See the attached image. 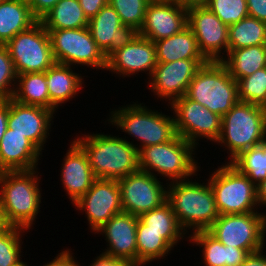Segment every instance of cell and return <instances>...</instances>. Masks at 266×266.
<instances>
[{
	"label": "cell",
	"mask_w": 266,
	"mask_h": 266,
	"mask_svg": "<svg viewBox=\"0 0 266 266\" xmlns=\"http://www.w3.org/2000/svg\"><path fill=\"white\" fill-rule=\"evenodd\" d=\"M167 112L157 110L144 102H130L126 105L110 108L105 119V126L108 124L111 128H116L118 132H124L121 138L127 140L138 151L150 145L161 144L172 140L176 135L174 116L168 104ZM166 114V115H165ZM109 116V117H108ZM131 139L130 141L129 138ZM127 138V139H126ZM135 140V141H134ZM135 142V143H134ZM139 142V143H138Z\"/></svg>",
	"instance_id": "1"
},
{
	"label": "cell",
	"mask_w": 266,
	"mask_h": 266,
	"mask_svg": "<svg viewBox=\"0 0 266 266\" xmlns=\"http://www.w3.org/2000/svg\"><path fill=\"white\" fill-rule=\"evenodd\" d=\"M39 170L0 172V202L11 227L34 229L45 194Z\"/></svg>",
	"instance_id": "2"
},
{
	"label": "cell",
	"mask_w": 266,
	"mask_h": 266,
	"mask_svg": "<svg viewBox=\"0 0 266 266\" xmlns=\"http://www.w3.org/2000/svg\"><path fill=\"white\" fill-rule=\"evenodd\" d=\"M75 134L73 139L87 154L96 178L118 180L139 170L138 149L119 135L101 130Z\"/></svg>",
	"instance_id": "3"
},
{
	"label": "cell",
	"mask_w": 266,
	"mask_h": 266,
	"mask_svg": "<svg viewBox=\"0 0 266 266\" xmlns=\"http://www.w3.org/2000/svg\"><path fill=\"white\" fill-rule=\"evenodd\" d=\"M198 175L200 173L195 179L192 177L167 184V201L189 236L194 232L207 231L220 216L208 179L201 180L203 176L198 179Z\"/></svg>",
	"instance_id": "4"
},
{
	"label": "cell",
	"mask_w": 266,
	"mask_h": 266,
	"mask_svg": "<svg viewBox=\"0 0 266 266\" xmlns=\"http://www.w3.org/2000/svg\"><path fill=\"white\" fill-rule=\"evenodd\" d=\"M198 151L201 152L177 134L168 142L140 149L139 169L155 177L159 176V179L166 180L167 184L188 180L202 170L200 162L198 163L199 158L196 156Z\"/></svg>",
	"instance_id": "5"
},
{
	"label": "cell",
	"mask_w": 266,
	"mask_h": 266,
	"mask_svg": "<svg viewBox=\"0 0 266 266\" xmlns=\"http://www.w3.org/2000/svg\"><path fill=\"white\" fill-rule=\"evenodd\" d=\"M264 142L266 108L239 101L222 116L221 132L215 145L221 147L220 152L228 154L225 163H230L242 151Z\"/></svg>",
	"instance_id": "6"
},
{
	"label": "cell",
	"mask_w": 266,
	"mask_h": 266,
	"mask_svg": "<svg viewBox=\"0 0 266 266\" xmlns=\"http://www.w3.org/2000/svg\"><path fill=\"white\" fill-rule=\"evenodd\" d=\"M185 95L221 117L239 102L237 81L220 61L202 65Z\"/></svg>",
	"instance_id": "7"
},
{
	"label": "cell",
	"mask_w": 266,
	"mask_h": 266,
	"mask_svg": "<svg viewBox=\"0 0 266 266\" xmlns=\"http://www.w3.org/2000/svg\"><path fill=\"white\" fill-rule=\"evenodd\" d=\"M209 172L208 182L220 215L261 212L256 185L230 163H221ZM215 170V171H214Z\"/></svg>",
	"instance_id": "8"
},
{
	"label": "cell",
	"mask_w": 266,
	"mask_h": 266,
	"mask_svg": "<svg viewBox=\"0 0 266 266\" xmlns=\"http://www.w3.org/2000/svg\"><path fill=\"white\" fill-rule=\"evenodd\" d=\"M55 62L106 72L107 58L92 38L88 27L80 29H46Z\"/></svg>",
	"instance_id": "9"
},
{
	"label": "cell",
	"mask_w": 266,
	"mask_h": 266,
	"mask_svg": "<svg viewBox=\"0 0 266 266\" xmlns=\"http://www.w3.org/2000/svg\"><path fill=\"white\" fill-rule=\"evenodd\" d=\"M169 107L174 116L176 133L180 137L197 149L201 147V141L211 142L214 146L221 132V116L186 95L173 100Z\"/></svg>",
	"instance_id": "10"
},
{
	"label": "cell",
	"mask_w": 266,
	"mask_h": 266,
	"mask_svg": "<svg viewBox=\"0 0 266 266\" xmlns=\"http://www.w3.org/2000/svg\"><path fill=\"white\" fill-rule=\"evenodd\" d=\"M207 231L223 245L249 253L266 246L264 212L220 215Z\"/></svg>",
	"instance_id": "11"
},
{
	"label": "cell",
	"mask_w": 266,
	"mask_h": 266,
	"mask_svg": "<svg viewBox=\"0 0 266 266\" xmlns=\"http://www.w3.org/2000/svg\"><path fill=\"white\" fill-rule=\"evenodd\" d=\"M5 46L17 75L45 72L55 63L49 33L40 21L18 33Z\"/></svg>",
	"instance_id": "12"
},
{
	"label": "cell",
	"mask_w": 266,
	"mask_h": 266,
	"mask_svg": "<svg viewBox=\"0 0 266 266\" xmlns=\"http://www.w3.org/2000/svg\"><path fill=\"white\" fill-rule=\"evenodd\" d=\"M123 212L139 217L167 200V183L149 172L137 170L118 179Z\"/></svg>",
	"instance_id": "13"
},
{
	"label": "cell",
	"mask_w": 266,
	"mask_h": 266,
	"mask_svg": "<svg viewBox=\"0 0 266 266\" xmlns=\"http://www.w3.org/2000/svg\"><path fill=\"white\" fill-rule=\"evenodd\" d=\"M208 62L207 59H180L169 63H157L145 84L154 98L169 105L173 100L186 94L196 72Z\"/></svg>",
	"instance_id": "14"
},
{
	"label": "cell",
	"mask_w": 266,
	"mask_h": 266,
	"mask_svg": "<svg viewBox=\"0 0 266 266\" xmlns=\"http://www.w3.org/2000/svg\"><path fill=\"white\" fill-rule=\"evenodd\" d=\"M74 206L78 214H85L88 230L94 234L115 214L123 211L118 180L97 178Z\"/></svg>",
	"instance_id": "15"
},
{
	"label": "cell",
	"mask_w": 266,
	"mask_h": 266,
	"mask_svg": "<svg viewBox=\"0 0 266 266\" xmlns=\"http://www.w3.org/2000/svg\"><path fill=\"white\" fill-rule=\"evenodd\" d=\"M187 26L192 30L199 50L208 61H221L226 56L229 26L206 5L187 6Z\"/></svg>",
	"instance_id": "16"
},
{
	"label": "cell",
	"mask_w": 266,
	"mask_h": 266,
	"mask_svg": "<svg viewBox=\"0 0 266 266\" xmlns=\"http://www.w3.org/2000/svg\"><path fill=\"white\" fill-rule=\"evenodd\" d=\"M157 65L156 49L153 41L138 35L131 43L123 48L117 49L107 58L106 72L114 74L119 80L125 77L134 78L145 73L148 77L152 75ZM140 73V74H139ZM121 77V78H120Z\"/></svg>",
	"instance_id": "17"
},
{
	"label": "cell",
	"mask_w": 266,
	"mask_h": 266,
	"mask_svg": "<svg viewBox=\"0 0 266 266\" xmlns=\"http://www.w3.org/2000/svg\"><path fill=\"white\" fill-rule=\"evenodd\" d=\"M54 116L56 113L53 110L9 99L8 128L26 137L42 153L51 139V128L56 119Z\"/></svg>",
	"instance_id": "18"
},
{
	"label": "cell",
	"mask_w": 266,
	"mask_h": 266,
	"mask_svg": "<svg viewBox=\"0 0 266 266\" xmlns=\"http://www.w3.org/2000/svg\"><path fill=\"white\" fill-rule=\"evenodd\" d=\"M138 217L127 212L115 214L94 234L105 238L106 248L100 250L107 255L123 259L132 266H137V231Z\"/></svg>",
	"instance_id": "19"
},
{
	"label": "cell",
	"mask_w": 266,
	"mask_h": 266,
	"mask_svg": "<svg viewBox=\"0 0 266 266\" xmlns=\"http://www.w3.org/2000/svg\"><path fill=\"white\" fill-rule=\"evenodd\" d=\"M88 28L106 58L139 35L136 28L121 23L118 13L109 3L89 20Z\"/></svg>",
	"instance_id": "20"
},
{
	"label": "cell",
	"mask_w": 266,
	"mask_h": 266,
	"mask_svg": "<svg viewBox=\"0 0 266 266\" xmlns=\"http://www.w3.org/2000/svg\"><path fill=\"white\" fill-rule=\"evenodd\" d=\"M67 145L69 147L61 160L59 180L73 205L91 188L97 178L83 148L74 139Z\"/></svg>",
	"instance_id": "21"
},
{
	"label": "cell",
	"mask_w": 266,
	"mask_h": 266,
	"mask_svg": "<svg viewBox=\"0 0 266 266\" xmlns=\"http://www.w3.org/2000/svg\"><path fill=\"white\" fill-rule=\"evenodd\" d=\"M187 27V5L183 1L149 3L139 35L153 42L180 33Z\"/></svg>",
	"instance_id": "22"
},
{
	"label": "cell",
	"mask_w": 266,
	"mask_h": 266,
	"mask_svg": "<svg viewBox=\"0 0 266 266\" xmlns=\"http://www.w3.org/2000/svg\"><path fill=\"white\" fill-rule=\"evenodd\" d=\"M42 154L26 137L7 128L0 142V172L37 169Z\"/></svg>",
	"instance_id": "23"
},
{
	"label": "cell",
	"mask_w": 266,
	"mask_h": 266,
	"mask_svg": "<svg viewBox=\"0 0 266 266\" xmlns=\"http://www.w3.org/2000/svg\"><path fill=\"white\" fill-rule=\"evenodd\" d=\"M187 239V240H186ZM189 242L186 232H154L144 231V223L138 218L136 243L137 266H146L152 262L166 260L179 242ZM171 253V254H170ZM166 256V257H165Z\"/></svg>",
	"instance_id": "24"
},
{
	"label": "cell",
	"mask_w": 266,
	"mask_h": 266,
	"mask_svg": "<svg viewBox=\"0 0 266 266\" xmlns=\"http://www.w3.org/2000/svg\"><path fill=\"white\" fill-rule=\"evenodd\" d=\"M76 67L55 62L46 73V81L50 96V110L58 115V109L67 102L77 98L86 85L84 77L88 75L75 72ZM84 86V87H83Z\"/></svg>",
	"instance_id": "25"
},
{
	"label": "cell",
	"mask_w": 266,
	"mask_h": 266,
	"mask_svg": "<svg viewBox=\"0 0 266 266\" xmlns=\"http://www.w3.org/2000/svg\"><path fill=\"white\" fill-rule=\"evenodd\" d=\"M190 245L199 247L201 263L197 264L203 266H241L250 254L247 250L223 245L208 231L192 233L189 236Z\"/></svg>",
	"instance_id": "26"
},
{
	"label": "cell",
	"mask_w": 266,
	"mask_h": 266,
	"mask_svg": "<svg viewBox=\"0 0 266 266\" xmlns=\"http://www.w3.org/2000/svg\"><path fill=\"white\" fill-rule=\"evenodd\" d=\"M154 44L157 63H169L180 59H206L188 26L180 33L157 40Z\"/></svg>",
	"instance_id": "27"
},
{
	"label": "cell",
	"mask_w": 266,
	"mask_h": 266,
	"mask_svg": "<svg viewBox=\"0 0 266 266\" xmlns=\"http://www.w3.org/2000/svg\"><path fill=\"white\" fill-rule=\"evenodd\" d=\"M37 21L26 0H2L0 2V45H5Z\"/></svg>",
	"instance_id": "28"
},
{
	"label": "cell",
	"mask_w": 266,
	"mask_h": 266,
	"mask_svg": "<svg viewBox=\"0 0 266 266\" xmlns=\"http://www.w3.org/2000/svg\"><path fill=\"white\" fill-rule=\"evenodd\" d=\"M229 74L238 81L266 67V44L228 50L220 61Z\"/></svg>",
	"instance_id": "29"
},
{
	"label": "cell",
	"mask_w": 266,
	"mask_h": 266,
	"mask_svg": "<svg viewBox=\"0 0 266 266\" xmlns=\"http://www.w3.org/2000/svg\"><path fill=\"white\" fill-rule=\"evenodd\" d=\"M12 99L24 105L39 106L50 110L46 73L34 72L17 75Z\"/></svg>",
	"instance_id": "30"
},
{
	"label": "cell",
	"mask_w": 266,
	"mask_h": 266,
	"mask_svg": "<svg viewBox=\"0 0 266 266\" xmlns=\"http://www.w3.org/2000/svg\"><path fill=\"white\" fill-rule=\"evenodd\" d=\"M39 21L45 29H80L89 23L78 0H59Z\"/></svg>",
	"instance_id": "31"
},
{
	"label": "cell",
	"mask_w": 266,
	"mask_h": 266,
	"mask_svg": "<svg viewBox=\"0 0 266 266\" xmlns=\"http://www.w3.org/2000/svg\"><path fill=\"white\" fill-rule=\"evenodd\" d=\"M266 44V22L247 16L229 25L228 50Z\"/></svg>",
	"instance_id": "32"
},
{
	"label": "cell",
	"mask_w": 266,
	"mask_h": 266,
	"mask_svg": "<svg viewBox=\"0 0 266 266\" xmlns=\"http://www.w3.org/2000/svg\"><path fill=\"white\" fill-rule=\"evenodd\" d=\"M230 164L257 186L266 179V142L242 151Z\"/></svg>",
	"instance_id": "33"
},
{
	"label": "cell",
	"mask_w": 266,
	"mask_h": 266,
	"mask_svg": "<svg viewBox=\"0 0 266 266\" xmlns=\"http://www.w3.org/2000/svg\"><path fill=\"white\" fill-rule=\"evenodd\" d=\"M28 233L29 231L20 227H10L0 233V266H19L24 262L23 239Z\"/></svg>",
	"instance_id": "34"
},
{
	"label": "cell",
	"mask_w": 266,
	"mask_h": 266,
	"mask_svg": "<svg viewBox=\"0 0 266 266\" xmlns=\"http://www.w3.org/2000/svg\"><path fill=\"white\" fill-rule=\"evenodd\" d=\"M138 218L144 223V231L185 232L167 200L159 207L141 214Z\"/></svg>",
	"instance_id": "35"
},
{
	"label": "cell",
	"mask_w": 266,
	"mask_h": 266,
	"mask_svg": "<svg viewBox=\"0 0 266 266\" xmlns=\"http://www.w3.org/2000/svg\"><path fill=\"white\" fill-rule=\"evenodd\" d=\"M240 102L266 108V67L237 81Z\"/></svg>",
	"instance_id": "36"
},
{
	"label": "cell",
	"mask_w": 266,
	"mask_h": 266,
	"mask_svg": "<svg viewBox=\"0 0 266 266\" xmlns=\"http://www.w3.org/2000/svg\"><path fill=\"white\" fill-rule=\"evenodd\" d=\"M108 3L118 13L123 25L140 30L149 5L148 0H108Z\"/></svg>",
	"instance_id": "37"
},
{
	"label": "cell",
	"mask_w": 266,
	"mask_h": 266,
	"mask_svg": "<svg viewBox=\"0 0 266 266\" xmlns=\"http://www.w3.org/2000/svg\"><path fill=\"white\" fill-rule=\"evenodd\" d=\"M206 6L228 26L249 16L246 0H210Z\"/></svg>",
	"instance_id": "38"
},
{
	"label": "cell",
	"mask_w": 266,
	"mask_h": 266,
	"mask_svg": "<svg viewBox=\"0 0 266 266\" xmlns=\"http://www.w3.org/2000/svg\"><path fill=\"white\" fill-rule=\"evenodd\" d=\"M17 73L9 51L5 45H0V100L13 97Z\"/></svg>",
	"instance_id": "39"
},
{
	"label": "cell",
	"mask_w": 266,
	"mask_h": 266,
	"mask_svg": "<svg viewBox=\"0 0 266 266\" xmlns=\"http://www.w3.org/2000/svg\"><path fill=\"white\" fill-rule=\"evenodd\" d=\"M63 249L60 251H57L58 253L55 254L56 256L51 260V261H46L43 265L39 266H83L84 263H80L76 256L74 255L75 253L72 252V248L62 247ZM32 266V264H31Z\"/></svg>",
	"instance_id": "40"
},
{
	"label": "cell",
	"mask_w": 266,
	"mask_h": 266,
	"mask_svg": "<svg viewBox=\"0 0 266 266\" xmlns=\"http://www.w3.org/2000/svg\"><path fill=\"white\" fill-rule=\"evenodd\" d=\"M59 0H26L32 15L39 21Z\"/></svg>",
	"instance_id": "41"
},
{
	"label": "cell",
	"mask_w": 266,
	"mask_h": 266,
	"mask_svg": "<svg viewBox=\"0 0 266 266\" xmlns=\"http://www.w3.org/2000/svg\"><path fill=\"white\" fill-rule=\"evenodd\" d=\"M90 262L92 263L88 266H132L123 259L115 258L103 252L97 254Z\"/></svg>",
	"instance_id": "42"
},
{
	"label": "cell",
	"mask_w": 266,
	"mask_h": 266,
	"mask_svg": "<svg viewBox=\"0 0 266 266\" xmlns=\"http://www.w3.org/2000/svg\"><path fill=\"white\" fill-rule=\"evenodd\" d=\"M88 20L92 19L107 3L108 0H78Z\"/></svg>",
	"instance_id": "43"
},
{
	"label": "cell",
	"mask_w": 266,
	"mask_h": 266,
	"mask_svg": "<svg viewBox=\"0 0 266 266\" xmlns=\"http://www.w3.org/2000/svg\"><path fill=\"white\" fill-rule=\"evenodd\" d=\"M249 16L266 22V0H246Z\"/></svg>",
	"instance_id": "44"
},
{
	"label": "cell",
	"mask_w": 266,
	"mask_h": 266,
	"mask_svg": "<svg viewBox=\"0 0 266 266\" xmlns=\"http://www.w3.org/2000/svg\"><path fill=\"white\" fill-rule=\"evenodd\" d=\"M265 249L250 253L241 266H266Z\"/></svg>",
	"instance_id": "45"
},
{
	"label": "cell",
	"mask_w": 266,
	"mask_h": 266,
	"mask_svg": "<svg viewBox=\"0 0 266 266\" xmlns=\"http://www.w3.org/2000/svg\"><path fill=\"white\" fill-rule=\"evenodd\" d=\"M9 100H0V142L8 128Z\"/></svg>",
	"instance_id": "46"
},
{
	"label": "cell",
	"mask_w": 266,
	"mask_h": 266,
	"mask_svg": "<svg viewBox=\"0 0 266 266\" xmlns=\"http://www.w3.org/2000/svg\"><path fill=\"white\" fill-rule=\"evenodd\" d=\"M257 202L259 205V209L261 212L263 211L265 213L266 209V179L262 180L257 186Z\"/></svg>",
	"instance_id": "47"
},
{
	"label": "cell",
	"mask_w": 266,
	"mask_h": 266,
	"mask_svg": "<svg viewBox=\"0 0 266 266\" xmlns=\"http://www.w3.org/2000/svg\"><path fill=\"white\" fill-rule=\"evenodd\" d=\"M11 227V225L8 223L4 210L2 208L1 202H0V233L3 231L8 230Z\"/></svg>",
	"instance_id": "48"
},
{
	"label": "cell",
	"mask_w": 266,
	"mask_h": 266,
	"mask_svg": "<svg viewBox=\"0 0 266 266\" xmlns=\"http://www.w3.org/2000/svg\"><path fill=\"white\" fill-rule=\"evenodd\" d=\"M210 0H185L184 3L187 6H204L206 5Z\"/></svg>",
	"instance_id": "49"
},
{
	"label": "cell",
	"mask_w": 266,
	"mask_h": 266,
	"mask_svg": "<svg viewBox=\"0 0 266 266\" xmlns=\"http://www.w3.org/2000/svg\"><path fill=\"white\" fill-rule=\"evenodd\" d=\"M180 0H148L149 3H170V2H176Z\"/></svg>",
	"instance_id": "50"
},
{
	"label": "cell",
	"mask_w": 266,
	"mask_h": 266,
	"mask_svg": "<svg viewBox=\"0 0 266 266\" xmlns=\"http://www.w3.org/2000/svg\"><path fill=\"white\" fill-rule=\"evenodd\" d=\"M29 265H31V264H29L26 260L23 262V263H21L19 266H29Z\"/></svg>",
	"instance_id": "51"
},
{
	"label": "cell",
	"mask_w": 266,
	"mask_h": 266,
	"mask_svg": "<svg viewBox=\"0 0 266 266\" xmlns=\"http://www.w3.org/2000/svg\"><path fill=\"white\" fill-rule=\"evenodd\" d=\"M265 236H266V212H265Z\"/></svg>",
	"instance_id": "52"
}]
</instances>
